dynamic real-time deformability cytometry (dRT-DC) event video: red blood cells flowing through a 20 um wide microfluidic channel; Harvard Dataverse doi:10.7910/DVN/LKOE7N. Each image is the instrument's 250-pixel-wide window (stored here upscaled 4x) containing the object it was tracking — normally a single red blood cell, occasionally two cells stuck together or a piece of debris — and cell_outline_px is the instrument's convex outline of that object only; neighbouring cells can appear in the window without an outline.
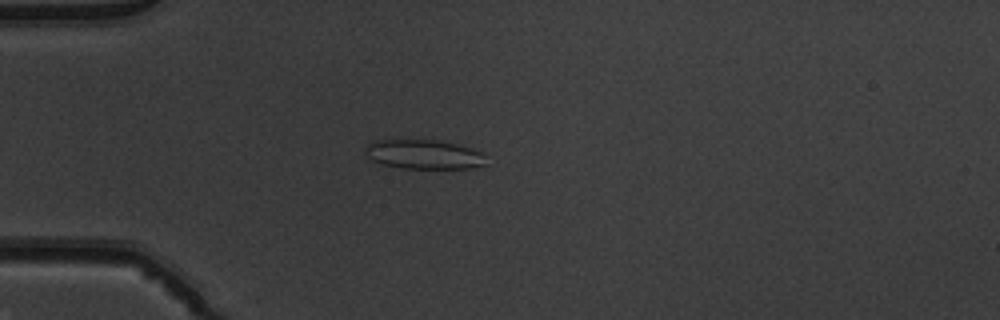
{"species": "common noctule bat (a hibernating species)", "species_latin": "Nyctalus noctula", "temperature_condition": "warm", "stored_images_in_passage": 51, "camera_frame_rate_fps": 3000, "um_per_image_px": 0.085, "animal": {"sex": "male", "body_mass_g": 19.5, "forearm_length_mm": 54.6}, "frame": {"image": 1, "passage_image": 15, "time_ms": 4.667, "image_size_px": [1000, 320], "cell_outline_px": [[484, 164], [472, 168], [400, 168], [384, 164], [372, 160], [364, 152], [368, 144], [372, 140], [440, 140], [456, 144], [480, 152]], "centroid_in_image_um": [35.95, 13.11], "position_along_channel_um": 49.1, "area_um2": 20.23}}
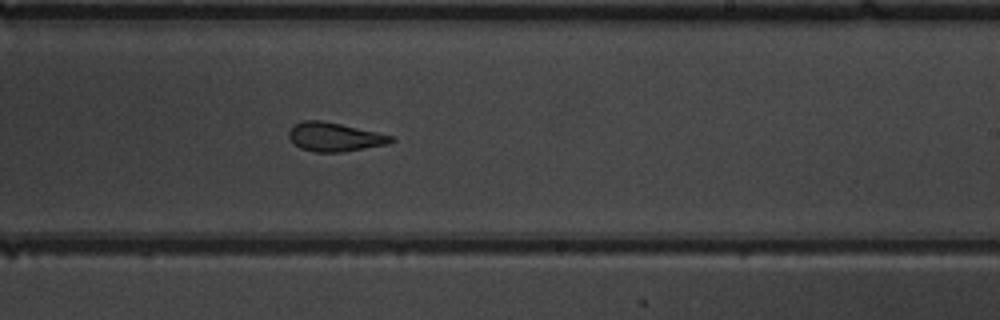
{"frame": {"image": 2, "passage_image": 32, "time_ms": 10.333, "image_size_px": [1000, 320], "cell_outline_px": [[396, 140], [388, 144], [344, 152], [316, 152], [300, 148], [288, 136], [288, 132], [296, 124], [304, 120], [320, 120], [340, 124], [376, 132], [392, 136]], "centroid_in_image_um": [28.46, 11.65], "position_along_channel_um": 260.5, "area_um2": 16.94}}
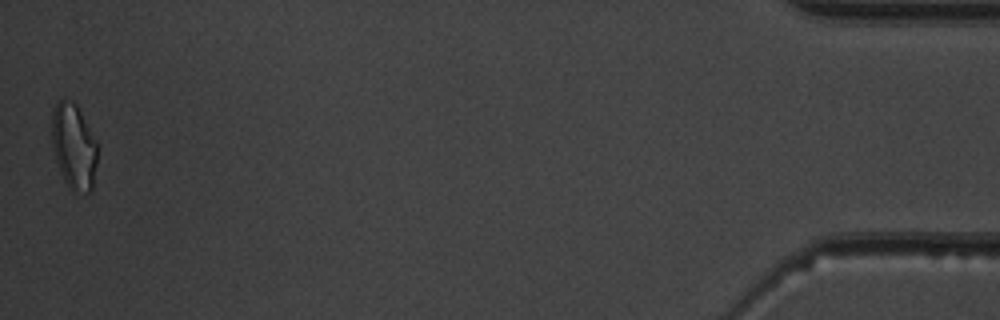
{"frame": {"image": 3, "passage_image": 51, "time_ms": 16.667, "image_size_px": [1000, 320], "cell_outline_px": [[96, 164], [92, 188], [88, 192], [72, 192], [68, 188], [60, 172], [56, 160], [52, 144], [52, 112], [56, 104], [64, 96], [72, 100], [76, 104], [96, 140]], "centroid_in_image_um": [6.25, 12.43], "position_along_channel_um": 428.9, "area_um2": 22.72}, "authors_computed_cell_mechanics": {"area_um2": 18.496, "velocity_mm_per_s": 4.0332, "shape_relaxation_time_tau1_ms": 9.2287, "shape_relaxation_time_tau2_ms": 1.3113, "deformation_change_tau1": 0.24, "deformation_change_tau2": 0.0918}}